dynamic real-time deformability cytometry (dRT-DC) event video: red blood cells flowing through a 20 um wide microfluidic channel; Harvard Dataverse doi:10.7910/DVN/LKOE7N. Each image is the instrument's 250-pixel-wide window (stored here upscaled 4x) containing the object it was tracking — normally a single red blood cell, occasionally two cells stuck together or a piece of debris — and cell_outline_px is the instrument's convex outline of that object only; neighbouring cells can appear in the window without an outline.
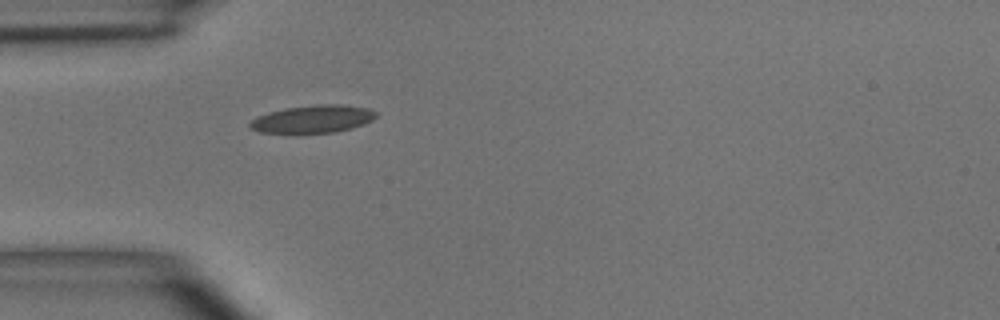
{"species": "common noctule bat (a hibernating species)", "species_latin": "Nyctalus noctula", "temperature_condition": "room temperature", "stored_images_in_passage": 2, "camera_frame_rate_fps": 3000, "um_per_image_px": 0.085, "animal": {"sex": "male", "body_mass_g": 15.6}, "frame": {"image": 1, "passage_image": 2, "time_ms": 1.333, "image_size_px": [1000, 320], "cell_outline_px": [[376, 116], [372, 120], [364, 124], [352, 128], [336, 132], [260, 132], [252, 128], [248, 124], [256, 116], [268, 112], [284, 108], [320, 104], [340, 104], [368, 108], [376, 112]], "centroid_in_image_um": [26.61, 10.1], "position_along_channel_um": 58.4, "area_um2": 20.11}}